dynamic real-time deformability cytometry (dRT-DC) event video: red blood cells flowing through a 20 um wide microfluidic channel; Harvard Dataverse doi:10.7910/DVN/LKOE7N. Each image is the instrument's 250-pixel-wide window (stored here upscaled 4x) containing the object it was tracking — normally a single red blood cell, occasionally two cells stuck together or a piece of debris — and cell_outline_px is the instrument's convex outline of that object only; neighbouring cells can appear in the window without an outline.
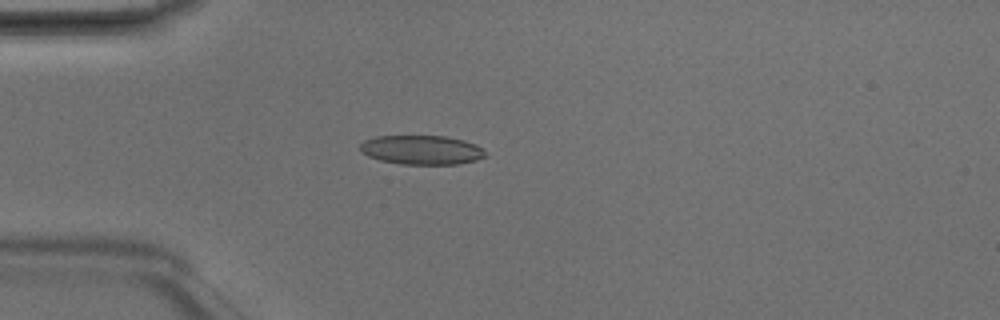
{"species": "Egyptian fruit bat (a non-hibernating species)", "species_latin": "Rousettus aegyptiacus", "temperature_condition": "room temperature", "stored_images_in_passage": 3, "camera_frame_rate_fps": 3000, "um_per_image_px": 0.085, "animal": {"sex": "male"}, "frame": {"image": 1, "passage_image": 2, "time_ms": 0.333, "image_size_px": [1000, 320], "cell_outline_px": [[484, 156], [476, 160], [456, 164], [400, 164], [380, 160], [368, 156], [360, 152], [360, 144], [364, 140], [376, 136], [448, 136], [464, 140], [476, 144], [484, 152]], "centroid_in_image_um": [35.79, 12.73], "position_along_channel_um": 49.2, "area_um2": 21.27}}